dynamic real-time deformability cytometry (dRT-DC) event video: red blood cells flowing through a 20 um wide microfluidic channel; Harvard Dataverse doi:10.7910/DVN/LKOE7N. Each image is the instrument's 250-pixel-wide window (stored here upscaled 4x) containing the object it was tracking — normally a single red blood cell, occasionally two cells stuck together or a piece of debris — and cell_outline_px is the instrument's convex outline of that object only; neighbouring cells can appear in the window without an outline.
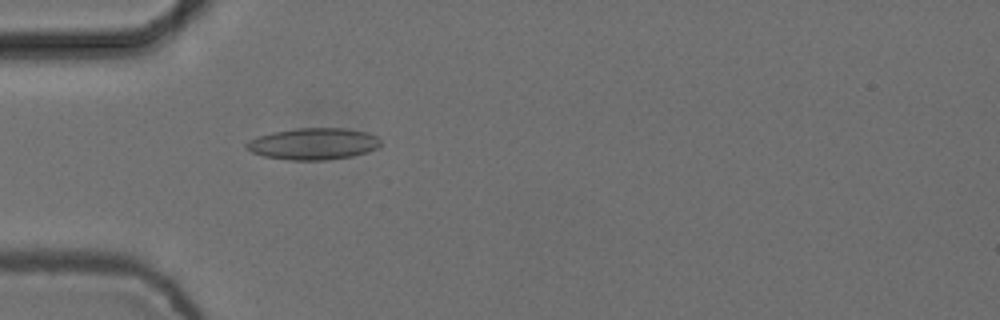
{"species": "common noctule bat (a hibernating species)", "species_latin": "Nyctalus noctula", "temperature_condition": "cold", "stored_images_in_passage": 3, "camera_frame_rate_fps": 3000, "um_per_image_px": 0.085, "animal": {"sex": "female", "body_mass_g": 24.6, "forearm_length_mm": 56.2}, "frame": {"image": 1, "passage_image": 3, "time_ms": 0.667, "image_size_px": [1000, 320], "cell_outline_px": [[380, 144], [376, 148], [368, 152], [352, 156], [324, 160], [292, 160], [264, 156], [252, 152], [244, 144], [256, 136], [272, 132], [296, 128], [348, 128], [368, 132], [376, 136], [380, 140]], "centroid_in_image_um": [26.65, 12.21], "position_along_channel_um": 58.4, "area_um2": 24.74}}